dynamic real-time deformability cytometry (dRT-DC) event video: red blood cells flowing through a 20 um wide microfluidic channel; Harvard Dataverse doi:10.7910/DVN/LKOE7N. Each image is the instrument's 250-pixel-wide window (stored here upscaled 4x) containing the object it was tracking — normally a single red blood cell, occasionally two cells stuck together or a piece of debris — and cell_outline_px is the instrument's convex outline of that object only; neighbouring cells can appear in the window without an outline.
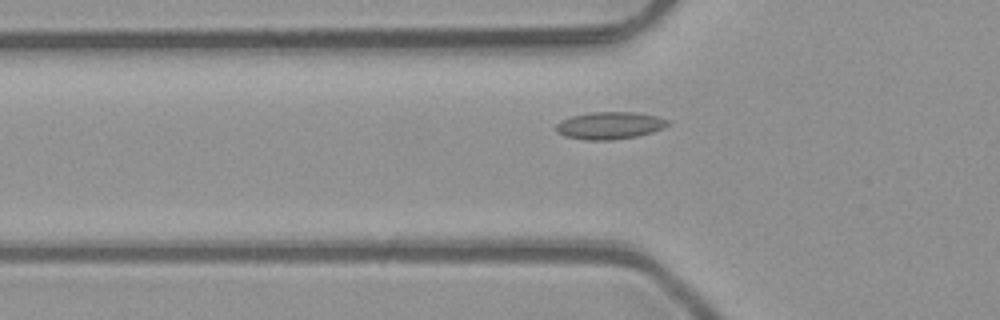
{"species": "common noctule bat (a hibernating species)", "species_latin": "Nyctalus noctula", "temperature_condition": "room temperature", "stored_images_in_passage": 43, "camera_frame_rate_fps": 3000, "um_per_image_px": 0.085, "animal": {"sex": "male", "body_mass_g": 23.1, "forearm_length_mm": 52.7}, "frame": {"image": 1, "passage_image": 9, "time_ms": 2.667, "image_size_px": [1000, 320], "cell_outline_px": [[668, 124], [664, 128], [652, 132], [636, 136], [612, 140], [584, 140], [564, 136], [556, 132], [556, 124], [560, 120], [572, 116], [592, 112], [636, 112], [656, 116], [668, 120]], "centroid_in_image_um": [51.79, 10.67], "position_along_channel_um": 74.0, "area_um2": 17.8}}
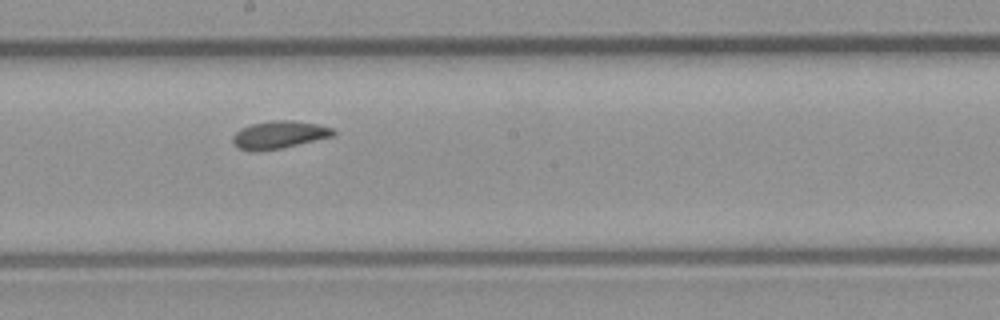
{"frame": {"image": 2, "passage_image": 20, "time_ms": 6.333, "image_size_px": [1000, 320], "cell_outline_px": [[336, 132], [332, 136], [280, 148], [252, 152], [248, 152], [240, 148], [232, 140], [232, 136], [240, 128], [252, 124], [272, 120], [292, 120], [316, 124], [332, 128]], "centroid_in_image_um": [23.68, 11.45], "position_along_channel_um": 224.5, "area_um2": 15.95}}
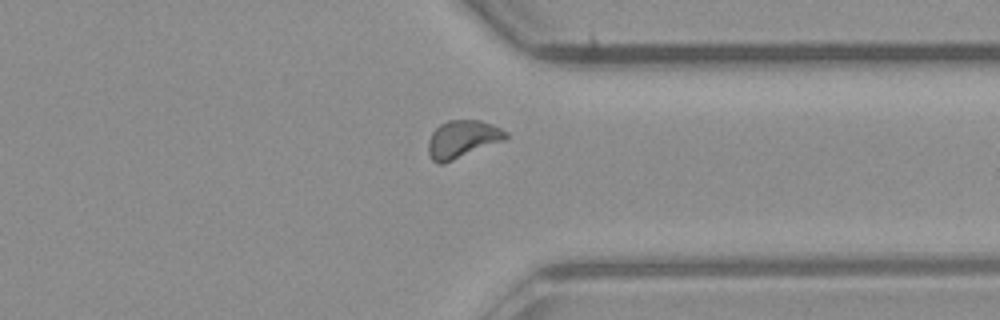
{"frame": {"image": 3, "passage_image": 31, "time_ms": 10.0, "image_size_px": [1000, 320], "cell_outline_px": [[508, 136], [504, 140], [452, 160], [440, 164], [432, 160], [428, 152], [428, 140], [432, 132], [440, 124], [448, 120], [480, 120], [492, 124], [508, 132]], "centroid_in_image_um": [39.29, 11.8], "position_along_channel_um": 372.1, "area_um2": 16.76}, "authors_computed_cell_mechanics": {"area_um2": 16.3574, "velocity_mm_per_s": 4.0767, "shape_relaxation_time_tau1_ms": null, "shape_relaxation_time_tau2_ms": 3.0076, "deformation_change_tau1": null, "deformation_change_tau2": 0.0855}}